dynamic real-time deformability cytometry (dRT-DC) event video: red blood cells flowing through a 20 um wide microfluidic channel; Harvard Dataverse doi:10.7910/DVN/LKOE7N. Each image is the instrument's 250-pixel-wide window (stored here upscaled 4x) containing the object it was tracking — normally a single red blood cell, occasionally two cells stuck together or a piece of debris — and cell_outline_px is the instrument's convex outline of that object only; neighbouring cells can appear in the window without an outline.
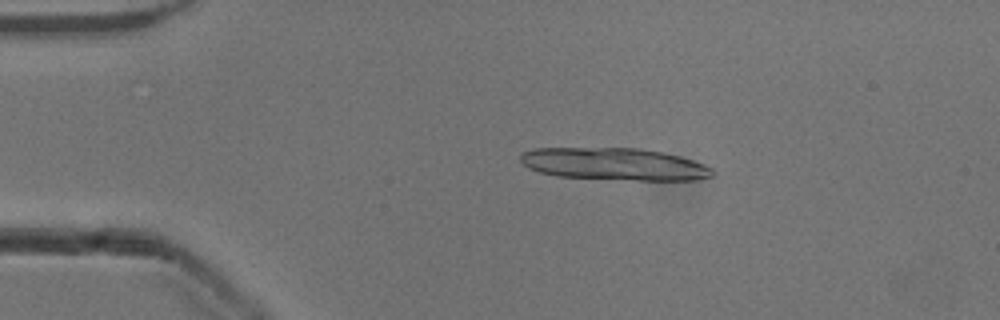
{"species": "common noctule bat (a hibernating species)", "species_latin": "Nyctalus noctula", "temperature_condition": "cold", "stored_images_in_passage": 33, "camera_frame_rate_fps": 3000, "um_per_image_px": 0.085, "animal": {"sex": "male", "body_mass_g": 13.3}, "frame": {"image": 1, "passage_image": 10, "time_ms": 3.0, "image_size_px": [1000, 320], "cell_outline_px": [[716, 176], [696, 180], [636, 180], [556, 176], [540, 172], [528, 168], [520, 160], [520, 156], [524, 152], [532, 148], [640, 148], [664, 152], [680, 156], [704, 164], [712, 168], [716, 172]], "centroid_in_image_um": [52.27, 13.94], "position_along_channel_um": 32.7, "area_um2": 36.3}}